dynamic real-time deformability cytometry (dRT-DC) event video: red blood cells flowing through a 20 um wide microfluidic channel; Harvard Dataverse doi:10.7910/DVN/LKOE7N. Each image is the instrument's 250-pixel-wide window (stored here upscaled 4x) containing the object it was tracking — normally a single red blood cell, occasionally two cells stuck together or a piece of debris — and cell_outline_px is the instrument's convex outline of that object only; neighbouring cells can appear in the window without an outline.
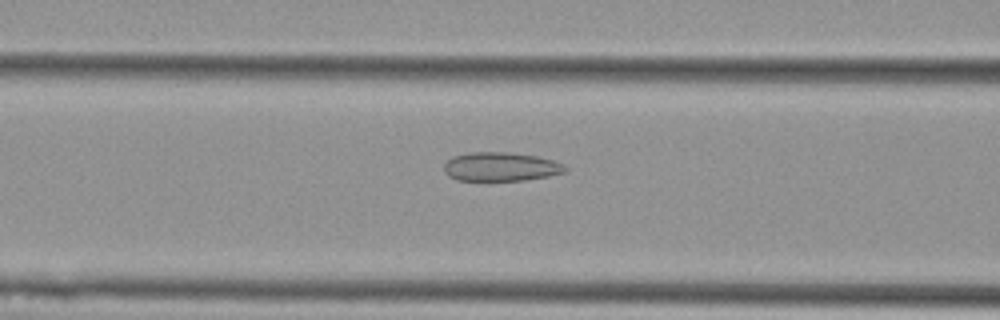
{"species": "Egyptian fruit bat (a non-hibernating species)", "species_latin": "Rousettus aegyptiacus", "temperature_condition": "cold", "stored_images_in_passage": 54, "camera_frame_rate_fps": 3000, "um_per_image_px": 0.085, "animal": {"sex": "female"}, "frame": {"image": 1, "passage_image": 22, "time_ms": 7.0, "image_size_px": [1000, 320], "cell_outline_px": [[568, 172], [548, 176], [524, 180], [456, 180], [448, 176], [444, 172], [444, 164], [452, 156], [472, 152], [508, 152], [536, 156], [552, 160], [564, 164], [568, 168]], "centroid_in_image_um": [42.57, 14.17], "position_along_channel_um": 124.0, "area_um2": 20.46}}
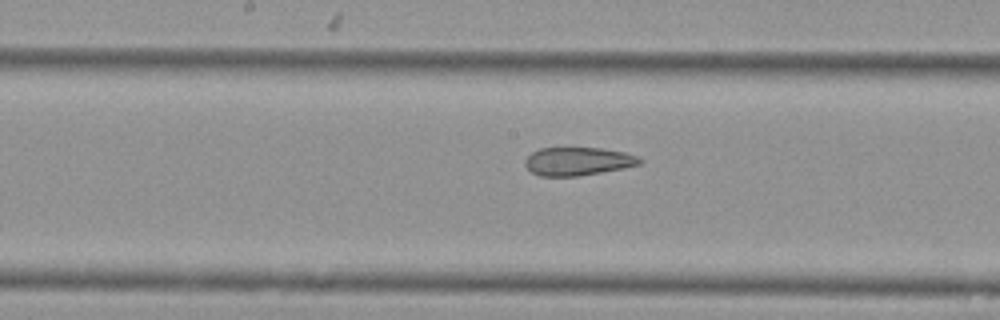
{"frame": {"image": 2, "passage_image": 28, "time_ms": 9.0, "image_size_px": [1000, 320], "cell_outline_px": [[644, 160], [640, 164], [624, 168], [580, 176], [540, 176], [532, 172], [524, 164], [524, 160], [532, 152], [540, 148], [600, 148], [624, 152], [640, 156]], "centroid_in_image_um": [49.15, 13.71], "position_along_channel_um": 199.1, "area_um2": 18.96}}
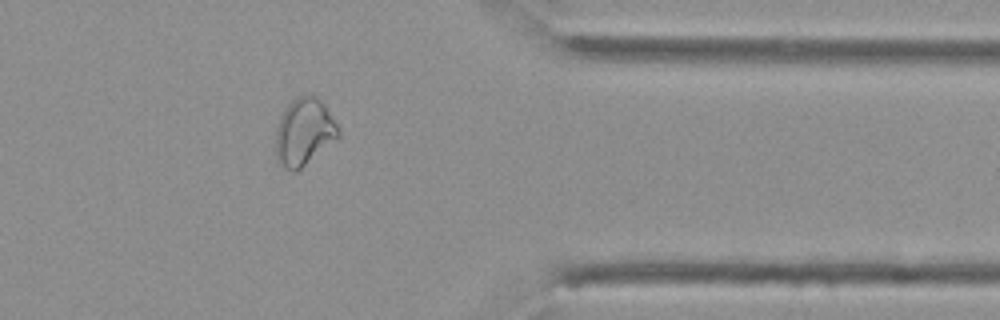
{"frame": {"image": 3, "passage_image": 44, "time_ms": 14.333, "image_size_px": [1000, 320], "cell_outline_px": [[340, 136], [296, 172], [292, 172], [284, 168], [276, 160], [276, 128], [280, 116], [284, 108], [296, 96], [316, 96], [324, 104], [336, 124], [340, 132]], "centroid_in_image_um": [25.81, 11.23], "position_along_channel_um": 385.6, "area_um2": 24.39}, "authors_computed_cell_mechanics": {"area_um2": 24.5361, "velocity_mm_per_s": 3.7623, "shape_relaxation_time_tau1_ms": null, "shape_relaxation_time_tau2_ms": 2.3563, "deformation_change_tau1": null, "deformation_change_tau2": 0.101}}